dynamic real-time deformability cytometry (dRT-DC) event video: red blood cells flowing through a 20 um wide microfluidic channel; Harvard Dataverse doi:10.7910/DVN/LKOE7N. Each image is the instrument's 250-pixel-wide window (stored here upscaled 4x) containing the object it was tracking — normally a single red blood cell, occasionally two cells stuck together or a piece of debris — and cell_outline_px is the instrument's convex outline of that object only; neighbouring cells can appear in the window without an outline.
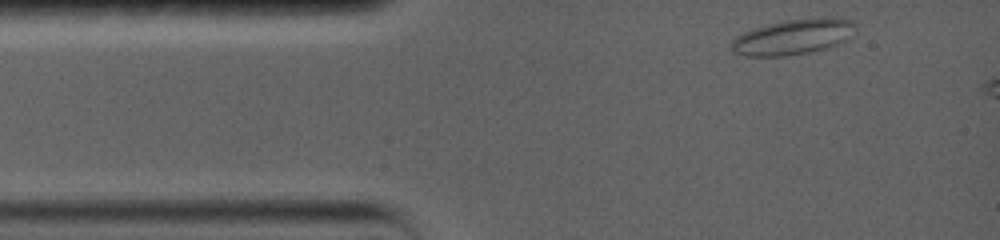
{"species": "common noctule bat (a hibernating species)", "species_latin": "Nyctalus noctula", "temperature_condition": "warm", "stored_images_in_passage": 3, "camera_frame_rate_fps": 5000, "um_per_image_px": 0.085, "animal": {"sex": "female", "body_mass_g": 19.0, "forearm_length_mm": 56.7}, "frame": {"image": 1, "passage_image": 1, "time_ms": 0.0, "image_size_px": [1000, 240], "cell_outline_px": [[852, 24], [840, 40], [836, 44], [828, 48], [812, 52], [784, 56], [744, 56], [732, 52], [732, 40], [736, 36], [752, 28], [784, 20], [824, 16], [836, 16], [848, 20]], "centroid_in_image_um": [67.26, 3.13], "position_along_channel_um": 17.7, "area_um2": 25.09}}